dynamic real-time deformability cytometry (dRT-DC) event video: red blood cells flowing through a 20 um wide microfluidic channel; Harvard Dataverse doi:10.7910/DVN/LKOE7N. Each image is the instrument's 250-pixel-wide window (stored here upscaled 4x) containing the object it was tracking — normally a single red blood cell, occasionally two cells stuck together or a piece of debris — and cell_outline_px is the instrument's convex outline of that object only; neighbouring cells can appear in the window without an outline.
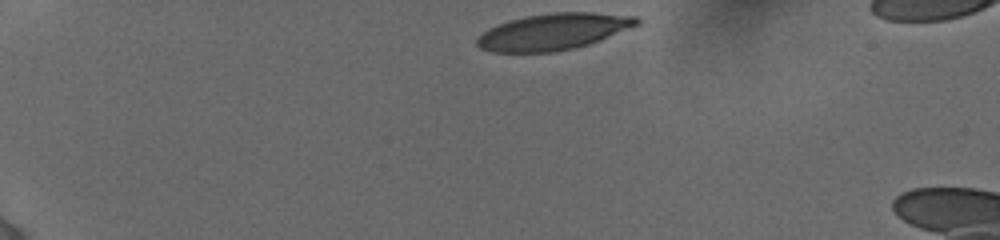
{"species": "human", "species_latin": "Homo sapiens", "temperature_condition": "cold", "stored_images_in_passage": 22, "camera_frame_rate_fps": 3000, "um_per_image_px": 0.085, "donor": {"sex": "female"}, "frame": {"image": 1, "passage_image": 1, "time_ms": 0.0, "image_size_px": [1000, 240], "cell_outline_px": [[640, 24], [600, 40], [576, 48], [556, 52], [492, 52], [480, 48], [476, 44], [476, 36], [488, 28], [496, 24], [508, 20], [524, 16], [556, 12], [592, 12], [636, 16], [640, 20]], "centroid_in_image_um": [47.0, 2.69], "position_along_channel_um": 38.0, "area_um2": 34.22}}
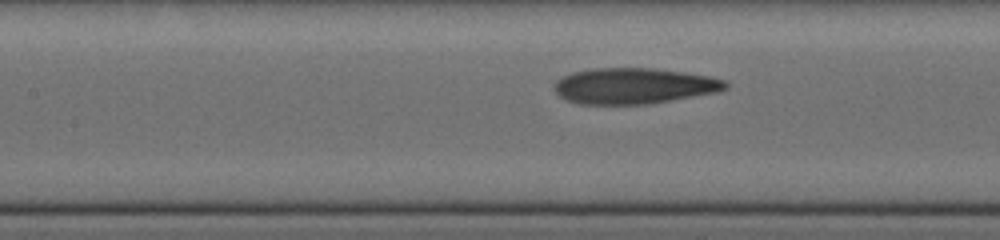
{"frame": {"image": 2, "passage_image": 15, "time_ms": 5.0, "image_size_px": [1000, 240], "cell_outline_px": [[728, 88], [716, 92], [672, 100], [648, 104], [580, 104], [568, 100], [560, 96], [556, 92], [552, 84], [560, 76], [572, 72], [592, 68], [652, 68], [684, 72], [708, 76], [728, 80]], "centroid_in_image_um": [53.86, 7.29], "position_along_channel_um": 153.5, "area_um2": 35.95}}
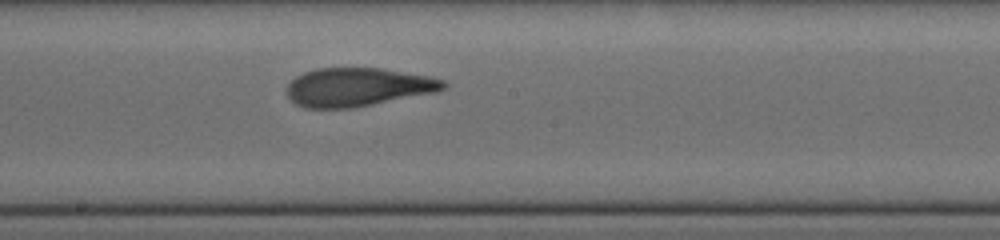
{"frame": {"image": 3, "passage_image": 22, "time_ms": 6.667, "image_size_px": [1000, 240], "cell_outline_px": [[448, 84], [444, 88], [436, 92], [352, 108], [304, 108], [296, 104], [288, 96], [288, 84], [296, 76], [304, 72], [316, 68], [380, 68], [428, 76], [444, 80]], "centroid_in_image_um": [30.4, 7.4], "position_along_channel_um": 217.8, "area_um2": 34.97}}